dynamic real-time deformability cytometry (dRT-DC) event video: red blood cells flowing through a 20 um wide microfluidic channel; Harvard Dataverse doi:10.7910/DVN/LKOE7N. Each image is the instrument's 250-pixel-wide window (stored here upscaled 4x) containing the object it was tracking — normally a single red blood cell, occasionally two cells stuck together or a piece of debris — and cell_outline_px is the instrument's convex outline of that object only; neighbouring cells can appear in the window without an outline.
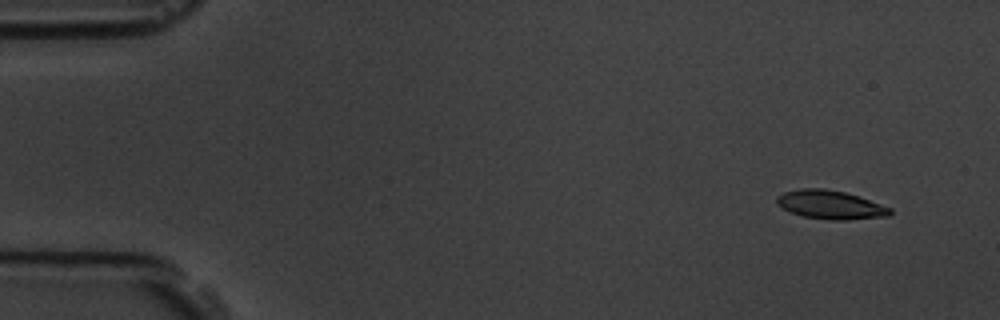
{"species": "common noctule bat (a hibernating species)", "species_latin": "Nyctalus noctula", "temperature_condition": "room temperature", "stored_images_in_passage": 5, "camera_frame_rate_fps": 3000, "um_per_image_px": 0.085, "animal": {"sex": "male", "body_mass_g": 19.5, "forearm_length_mm": 54.6}, "frame": {"image": 1, "passage_image": 1, "time_ms": 0.0, "image_size_px": [1000, 320], "cell_outline_px": [[892, 212], [888, 216], [844, 220], [832, 220], [804, 216], [792, 212], [776, 204], [776, 196], [784, 192], [800, 188], [824, 188], [844, 192], [892, 208]], "centroid_in_image_um": [70.56, 17.4], "position_along_channel_um": 14.4, "area_um2": 18.67}}
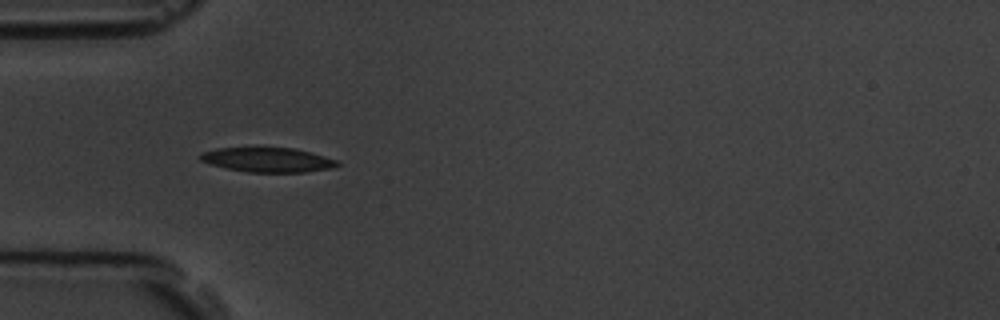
{"frame": {"image": 2, "passage_image": 4, "time_ms": 4.333, "image_size_px": [1000, 320], "cell_outline_px": [[340, 164], [328, 168], [304, 172], [248, 172], [224, 168], [200, 160], [196, 156], [204, 152], [216, 148], [252, 144], [292, 148], [324, 156], [336, 160]], "centroid_in_image_um": [22.62, 13.53], "position_along_channel_um": 62.4, "area_um2": 20.35}}
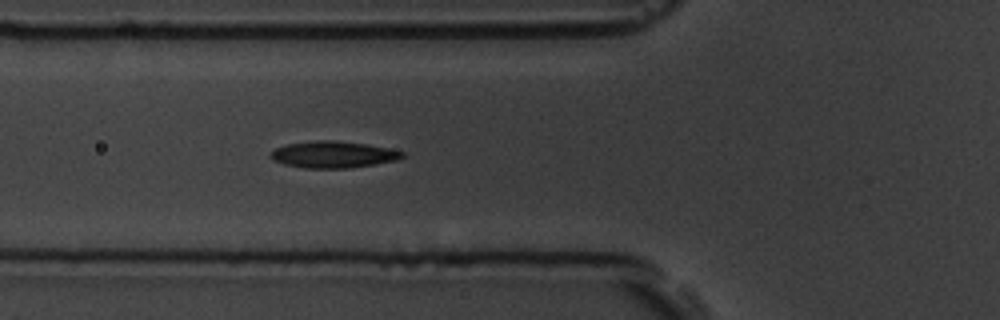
{"frame": {"image": 3, "passage_image": 5, "time_ms": 5.333, "image_size_px": [1000, 320], "cell_outline_px": [[404, 156], [396, 160], [376, 164], [348, 168], [304, 168], [284, 164], [272, 160], [268, 156], [276, 148], [288, 144], [316, 140], [332, 140], [364, 144], [388, 148], [404, 152]], "centroid_in_image_um": [28.29, 13.14], "position_along_channel_um": 97.5, "area_um2": 20.29}}